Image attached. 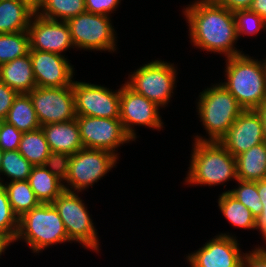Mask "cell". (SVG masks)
I'll return each instance as SVG.
<instances>
[{
	"mask_svg": "<svg viewBox=\"0 0 266 267\" xmlns=\"http://www.w3.org/2000/svg\"><path fill=\"white\" fill-rule=\"evenodd\" d=\"M192 3V4H191ZM183 8L193 47L223 54L225 58L243 54L236 48L238 37L232 11L213 0H194Z\"/></svg>",
	"mask_w": 266,
	"mask_h": 267,
	"instance_id": "obj_1",
	"label": "cell"
},
{
	"mask_svg": "<svg viewBox=\"0 0 266 267\" xmlns=\"http://www.w3.org/2000/svg\"><path fill=\"white\" fill-rule=\"evenodd\" d=\"M193 141L185 184L226 187L229 180H238L236 159L220 142Z\"/></svg>",
	"mask_w": 266,
	"mask_h": 267,
	"instance_id": "obj_2",
	"label": "cell"
},
{
	"mask_svg": "<svg viewBox=\"0 0 266 267\" xmlns=\"http://www.w3.org/2000/svg\"><path fill=\"white\" fill-rule=\"evenodd\" d=\"M225 81L220 82L244 110L255 109L266 99V71L262 60L248 54L225 58Z\"/></svg>",
	"mask_w": 266,
	"mask_h": 267,
	"instance_id": "obj_3",
	"label": "cell"
},
{
	"mask_svg": "<svg viewBox=\"0 0 266 267\" xmlns=\"http://www.w3.org/2000/svg\"><path fill=\"white\" fill-rule=\"evenodd\" d=\"M197 98V115L208 138L197 134L193 140L219 142L244 109L219 82L205 88Z\"/></svg>",
	"mask_w": 266,
	"mask_h": 267,
	"instance_id": "obj_4",
	"label": "cell"
},
{
	"mask_svg": "<svg viewBox=\"0 0 266 267\" xmlns=\"http://www.w3.org/2000/svg\"><path fill=\"white\" fill-rule=\"evenodd\" d=\"M23 240L32 253H41L54 244L72 243L64 223L52 203H40L19 218L14 242Z\"/></svg>",
	"mask_w": 266,
	"mask_h": 267,
	"instance_id": "obj_5",
	"label": "cell"
},
{
	"mask_svg": "<svg viewBox=\"0 0 266 267\" xmlns=\"http://www.w3.org/2000/svg\"><path fill=\"white\" fill-rule=\"evenodd\" d=\"M117 161L119 157L112 152L88 148L63 158L60 162L65 190L80 193L93 187L116 167Z\"/></svg>",
	"mask_w": 266,
	"mask_h": 267,
	"instance_id": "obj_6",
	"label": "cell"
},
{
	"mask_svg": "<svg viewBox=\"0 0 266 267\" xmlns=\"http://www.w3.org/2000/svg\"><path fill=\"white\" fill-rule=\"evenodd\" d=\"M177 73L174 63L157 59L130 72L125 84L162 109L168 106L174 95Z\"/></svg>",
	"mask_w": 266,
	"mask_h": 267,
	"instance_id": "obj_7",
	"label": "cell"
},
{
	"mask_svg": "<svg viewBox=\"0 0 266 267\" xmlns=\"http://www.w3.org/2000/svg\"><path fill=\"white\" fill-rule=\"evenodd\" d=\"M84 200L78 192L64 190L52 204L61 217L68 239L82 248L99 253V236Z\"/></svg>",
	"mask_w": 266,
	"mask_h": 267,
	"instance_id": "obj_8",
	"label": "cell"
},
{
	"mask_svg": "<svg viewBox=\"0 0 266 267\" xmlns=\"http://www.w3.org/2000/svg\"><path fill=\"white\" fill-rule=\"evenodd\" d=\"M110 17L84 12L68 19L74 47L85 51L117 52V34Z\"/></svg>",
	"mask_w": 266,
	"mask_h": 267,
	"instance_id": "obj_9",
	"label": "cell"
},
{
	"mask_svg": "<svg viewBox=\"0 0 266 267\" xmlns=\"http://www.w3.org/2000/svg\"><path fill=\"white\" fill-rule=\"evenodd\" d=\"M119 119L132 141L139 137L134 128L136 125L158 131L164 127L160 116V107L133 91L125 83L120 87Z\"/></svg>",
	"mask_w": 266,
	"mask_h": 267,
	"instance_id": "obj_10",
	"label": "cell"
},
{
	"mask_svg": "<svg viewBox=\"0 0 266 267\" xmlns=\"http://www.w3.org/2000/svg\"><path fill=\"white\" fill-rule=\"evenodd\" d=\"M76 121L84 148L106 150L118 157L116 149L132 142L119 118L77 116Z\"/></svg>",
	"mask_w": 266,
	"mask_h": 267,
	"instance_id": "obj_11",
	"label": "cell"
},
{
	"mask_svg": "<svg viewBox=\"0 0 266 267\" xmlns=\"http://www.w3.org/2000/svg\"><path fill=\"white\" fill-rule=\"evenodd\" d=\"M41 126L76 119L73 88L35 87L28 93Z\"/></svg>",
	"mask_w": 266,
	"mask_h": 267,
	"instance_id": "obj_12",
	"label": "cell"
},
{
	"mask_svg": "<svg viewBox=\"0 0 266 267\" xmlns=\"http://www.w3.org/2000/svg\"><path fill=\"white\" fill-rule=\"evenodd\" d=\"M72 88L77 116L119 118L120 88L113 91L81 80L73 81Z\"/></svg>",
	"mask_w": 266,
	"mask_h": 267,
	"instance_id": "obj_13",
	"label": "cell"
},
{
	"mask_svg": "<svg viewBox=\"0 0 266 267\" xmlns=\"http://www.w3.org/2000/svg\"><path fill=\"white\" fill-rule=\"evenodd\" d=\"M236 236L219 233L198 250L188 253L190 267H242L244 252L240 250Z\"/></svg>",
	"mask_w": 266,
	"mask_h": 267,
	"instance_id": "obj_14",
	"label": "cell"
},
{
	"mask_svg": "<svg viewBox=\"0 0 266 267\" xmlns=\"http://www.w3.org/2000/svg\"><path fill=\"white\" fill-rule=\"evenodd\" d=\"M27 31L30 50L63 55L68 49H75L66 21L49 20L34 14Z\"/></svg>",
	"mask_w": 266,
	"mask_h": 267,
	"instance_id": "obj_15",
	"label": "cell"
},
{
	"mask_svg": "<svg viewBox=\"0 0 266 267\" xmlns=\"http://www.w3.org/2000/svg\"><path fill=\"white\" fill-rule=\"evenodd\" d=\"M36 87L71 86L75 75L74 66L64 55L29 50Z\"/></svg>",
	"mask_w": 266,
	"mask_h": 267,
	"instance_id": "obj_16",
	"label": "cell"
},
{
	"mask_svg": "<svg viewBox=\"0 0 266 267\" xmlns=\"http://www.w3.org/2000/svg\"><path fill=\"white\" fill-rule=\"evenodd\" d=\"M236 157L264 141L262 120L254 109L244 110L219 141Z\"/></svg>",
	"mask_w": 266,
	"mask_h": 267,
	"instance_id": "obj_17",
	"label": "cell"
},
{
	"mask_svg": "<svg viewBox=\"0 0 266 267\" xmlns=\"http://www.w3.org/2000/svg\"><path fill=\"white\" fill-rule=\"evenodd\" d=\"M54 157L61 161L83 149L76 119L41 126Z\"/></svg>",
	"mask_w": 266,
	"mask_h": 267,
	"instance_id": "obj_18",
	"label": "cell"
},
{
	"mask_svg": "<svg viewBox=\"0 0 266 267\" xmlns=\"http://www.w3.org/2000/svg\"><path fill=\"white\" fill-rule=\"evenodd\" d=\"M28 182L40 203H52L65 190L61 162L33 166Z\"/></svg>",
	"mask_w": 266,
	"mask_h": 267,
	"instance_id": "obj_19",
	"label": "cell"
},
{
	"mask_svg": "<svg viewBox=\"0 0 266 267\" xmlns=\"http://www.w3.org/2000/svg\"><path fill=\"white\" fill-rule=\"evenodd\" d=\"M0 81L18 94L29 93L36 87L30 52L0 66Z\"/></svg>",
	"mask_w": 266,
	"mask_h": 267,
	"instance_id": "obj_20",
	"label": "cell"
},
{
	"mask_svg": "<svg viewBox=\"0 0 266 267\" xmlns=\"http://www.w3.org/2000/svg\"><path fill=\"white\" fill-rule=\"evenodd\" d=\"M235 159L238 179L251 182L266 180V142L251 147Z\"/></svg>",
	"mask_w": 266,
	"mask_h": 267,
	"instance_id": "obj_21",
	"label": "cell"
},
{
	"mask_svg": "<svg viewBox=\"0 0 266 267\" xmlns=\"http://www.w3.org/2000/svg\"><path fill=\"white\" fill-rule=\"evenodd\" d=\"M18 151L33 166L47 165L58 161L52 154L41 128L24 132Z\"/></svg>",
	"mask_w": 266,
	"mask_h": 267,
	"instance_id": "obj_22",
	"label": "cell"
},
{
	"mask_svg": "<svg viewBox=\"0 0 266 267\" xmlns=\"http://www.w3.org/2000/svg\"><path fill=\"white\" fill-rule=\"evenodd\" d=\"M33 15L19 0H0V33L27 31Z\"/></svg>",
	"mask_w": 266,
	"mask_h": 267,
	"instance_id": "obj_23",
	"label": "cell"
},
{
	"mask_svg": "<svg viewBox=\"0 0 266 267\" xmlns=\"http://www.w3.org/2000/svg\"><path fill=\"white\" fill-rule=\"evenodd\" d=\"M4 121L12 124L23 133L41 128L28 93H21L15 97Z\"/></svg>",
	"mask_w": 266,
	"mask_h": 267,
	"instance_id": "obj_24",
	"label": "cell"
},
{
	"mask_svg": "<svg viewBox=\"0 0 266 267\" xmlns=\"http://www.w3.org/2000/svg\"><path fill=\"white\" fill-rule=\"evenodd\" d=\"M218 206L222 216L238 228L257 230V219L251 211L228 192H222L218 197Z\"/></svg>",
	"mask_w": 266,
	"mask_h": 267,
	"instance_id": "obj_25",
	"label": "cell"
},
{
	"mask_svg": "<svg viewBox=\"0 0 266 267\" xmlns=\"http://www.w3.org/2000/svg\"><path fill=\"white\" fill-rule=\"evenodd\" d=\"M2 185L6 189L11 208L18 218L40 204L28 180L13 182L3 180Z\"/></svg>",
	"mask_w": 266,
	"mask_h": 267,
	"instance_id": "obj_26",
	"label": "cell"
},
{
	"mask_svg": "<svg viewBox=\"0 0 266 267\" xmlns=\"http://www.w3.org/2000/svg\"><path fill=\"white\" fill-rule=\"evenodd\" d=\"M86 12L85 0H45L39 16L56 21H67Z\"/></svg>",
	"mask_w": 266,
	"mask_h": 267,
	"instance_id": "obj_27",
	"label": "cell"
},
{
	"mask_svg": "<svg viewBox=\"0 0 266 267\" xmlns=\"http://www.w3.org/2000/svg\"><path fill=\"white\" fill-rule=\"evenodd\" d=\"M28 31L0 33V66L29 53Z\"/></svg>",
	"mask_w": 266,
	"mask_h": 267,
	"instance_id": "obj_28",
	"label": "cell"
},
{
	"mask_svg": "<svg viewBox=\"0 0 266 267\" xmlns=\"http://www.w3.org/2000/svg\"><path fill=\"white\" fill-rule=\"evenodd\" d=\"M33 165L18 150L4 151L1 173L9 178V182L28 180Z\"/></svg>",
	"mask_w": 266,
	"mask_h": 267,
	"instance_id": "obj_29",
	"label": "cell"
},
{
	"mask_svg": "<svg viewBox=\"0 0 266 267\" xmlns=\"http://www.w3.org/2000/svg\"><path fill=\"white\" fill-rule=\"evenodd\" d=\"M238 186L234 189L227 190L231 196L244 204L257 219L263 209L261 196L258 194V182L237 180Z\"/></svg>",
	"mask_w": 266,
	"mask_h": 267,
	"instance_id": "obj_30",
	"label": "cell"
},
{
	"mask_svg": "<svg viewBox=\"0 0 266 267\" xmlns=\"http://www.w3.org/2000/svg\"><path fill=\"white\" fill-rule=\"evenodd\" d=\"M19 229V218L14 214L5 187L0 184V235L14 243Z\"/></svg>",
	"mask_w": 266,
	"mask_h": 267,
	"instance_id": "obj_31",
	"label": "cell"
},
{
	"mask_svg": "<svg viewBox=\"0 0 266 267\" xmlns=\"http://www.w3.org/2000/svg\"><path fill=\"white\" fill-rule=\"evenodd\" d=\"M238 39L243 35H256L266 30V22L255 12L249 9L234 11ZM242 35V36H241Z\"/></svg>",
	"mask_w": 266,
	"mask_h": 267,
	"instance_id": "obj_32",
	"label": "cell"
},
{
	"mask_svg": "<svg viewBox=\"0 0 266 267\" xmlns=\"http://www.w3.org/2000/svg\"><path fill=\"white\" fill-rule=\"evenodd\" d=\"M23 132L3 120L0 127V148L3 151L18 150Z\"/></svg>",
	"mask_w": 266,
	"mask_h": 267,
	"instance_id": "obj_33",
	"label": "cell"
},
{
	"mask_svg": "<svg viewBox=\"0 0 266 267\" xmlns=\"http://www.w3.org/2000/svg\"><path fill=\"white\" fill-rule=\"evenodd\" d=\"M122 0H85L86 12L111 16Z\"/></svg>",
	"mask_w": 266,
	"mask_h": 267,
	"instance_id": "obj_34",
	"label": "cell"
},
{
	"mask_svg": "<svg viewBox=\"0 0 266 267\" xmlns=\"http://www.w3.org/2000/svg\"><path fill=\"white\" fill-rule=\"evenodd\" d=\"M263 246L255 245L252 251H245L242 267H266V247Z\"/></svg>",
	"mask_w": 266,
	"mask_h": 267,
	"instance_id": "obj_35",
	"label": "cell"
},
{
	"mask_svg": "<svg viewBox=\"0 0 266 267\" xmlns=\"http://www.w3.org/2000/svg\"><path fill=\"white\" fill-rule=\"evenodd\" d=\"M18 95L16 91L8 87L0 81V118L5 119L9 109L11 108L15 97Z\"/></svg>",
	"mask_w": 266,
	"mask_h": 267,
	"instance_id": "obj_36",
	"label": "cell"
},
{
	"mask_svg": "<svg viewBox=\"0 0 266 267\" xmlns=\"http://www.w3.org/2000/svg\"><path fill=\"white\" fill-rule=\"evenodd\" d=\"M218 5L227 8L229 11L249 9L253 0H213Z\"/></svg>",
	"mask_w": 266,
	"mask_h": 267,
	"instance_id": "obj_37",
	"label": "cell"
},
{
	"mask_svg": "<svg viewBox=\"0 0 266 267\" xmlns=\"http://www.w3.org/2000/svg\"><path fill=\"white\" fill-rule=\"evenodd\" d=\"M249 10L257 13L266 22V0H253Z\"/></svg>",
	"mask_w": 266,
	"mask_h": 267,
	"instance_id": "obj_38",
	"label": "cell"
},
{
	"mask_svg": "<svg viewBox=\"0 0 266 267\" xmlns=\"http://www.w3.org/2000/svg\"><path fill=\"white\" fill-rule=\"evenodd\" d=\"M257 230H259L266 244V204H263L262 213L257 218Z\"/></svg>",
	"mask_w": 266,
	"mask_h": 267,
	"instance_id": "obj_39",
	"label": "cell"
},
{
	"mask_svg": "<svg viewBox=\"0 0 266 267\" xmlns=\"http://www.w3.org/2000/svg\"><path fill=\"white\" fill-rule=\"evenodd\" d=\"M22 4H24L29 10H31L34 14H38L40 10L43 8L45 0H19Z\"/></svg>",
	"mask_w": 266,
	"mask_h": 267,
	"instance_id": "obj_40",
	"label": "cell"
},
{
	"mask_svg": "<svg viewBox=\"0 0 266 267\" xmlns=\"http://www.w3.org/2000/svg\"><path fill=\"white\" fill-rule=\"evenodd\" d=\"M254 110L262 120L264 141L266 142V99L260 105H258Z\"/></svg>",
	"mask_w": 266,
	"mask_h": 267,
	"instance_id": "obj_41",
	"label": "cell"
},
{
	"mask_svg": "<svg viewBox=\"0 0 266 267\" xmlns=\"http://www.w3.org/2000/svg\"><path fill=\"white\" fill-rule=\"evenodd\" d=\"M258 194L261 196L262 203L266 204V180L258 181Z\"/></svg>",
	"mask_w": 266,
	"mask_h": 267,
	"instance_id": "obj_42",
	"label": "cell"
},
{
	"mask_svg": "<svg viewBox=\"0 0 266 267\" xmlns=\"http://www.w3.org/2000/svg\"><path fill=\"white\" fill-rule=\"evenodd\" d=\"M11 244L0 235V258ZM3 253V254H2Z\"/></svg>",
	"mask_w": 266,
	"mask_h": 267,
	"instance_id": "obj_43",
	"label": "cell"
},
{
	"mask_svg": "<svg viewBox=\"0 0 266 267\" xmlns=\"http://www.w3.org/2000/svg\"><path fill=\"white\" fill-rule=\"evenodd\" d=\"M4 151L0 148V173H1V163L3 158ZM2 178L0 177V184H2Z\"/></svg>",
	"mask_w": 266,
	"mask_h": 267,
	"instance_id": "obj_44",
	"label": "cell"
},
{
	"mask_svg": "<svg viewBox=\"0 0 266 267\" xmlns=\"http://www.w3.org/2000/svg\"><path fill=\"white\" fill-rule=\"evenodd\" d=\"M264 65H265V71H266V58L263 59Z\"/></svg>",
	"mask_w": 266,
	"mask_h": 267,
	"instance_id": "obj_45",
	"label": "cell"
},
{
	"mask_svg": "<svg viewBox=\"0 0 266 267\" xmlns=\"http://www.w3.org/2000/svg\"><path fill=\"white\" fill-rule=\"evenodd\" d=\"M2 122H3V119L0 118V127H1Z\"/></svg>",
	"mask_w": 266,
	"mask_h": 267,
	"instance_id": "obj_46",
	"label": "cell"
}]
</instances>
